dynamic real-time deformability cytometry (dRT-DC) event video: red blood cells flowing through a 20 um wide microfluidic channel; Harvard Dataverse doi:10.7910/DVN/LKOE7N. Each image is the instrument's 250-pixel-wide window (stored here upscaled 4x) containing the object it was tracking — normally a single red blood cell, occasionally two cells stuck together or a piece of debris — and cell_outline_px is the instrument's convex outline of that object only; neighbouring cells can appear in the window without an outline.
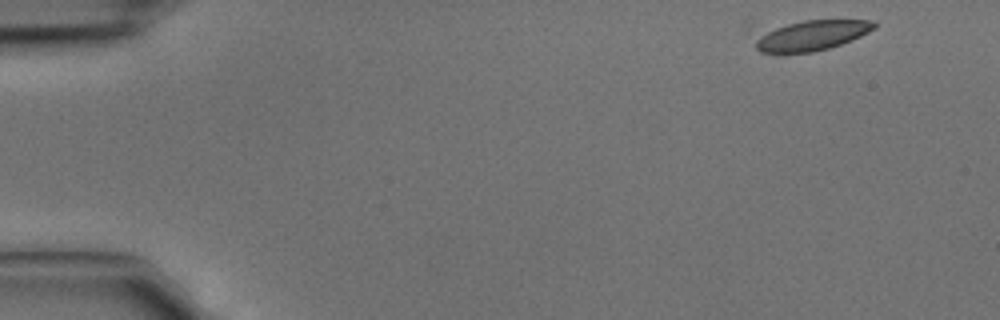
{"species": "common noctule bat (a hibernating species)", "species_latin": "Nyctalus noctula", "temperature_condition": "cold", "stored_images_in_passage": 4, "camera_frame_rate_fps": 3000, "um_per_image_px": 0.085, "animal": {"sex": "male", "body_mass_g": 15.6}, "frame": {"image": 1, "passage_image": 1, "time_ms": 0.0, "image_size_px": [1000, 320], "cell_outline_px": [[876, 28], [852, 40], [828, 48], [812, 52], [784, 56], [760, 52], [756, 48], [756, 40], [760, 36], [776, 28], [788, 24], [804, 20], [876, 20]], "centroid_in_image_um": [69.0, 3.06], "position_along_channel_um": 16.0, "area_um2": 21.04}}
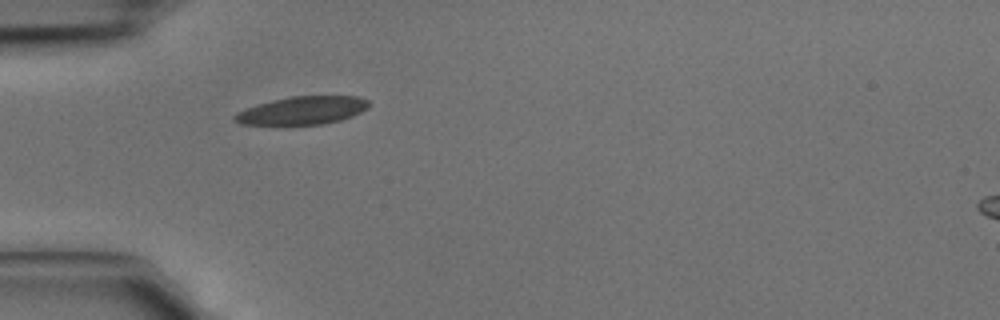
{"frame": {"image": 2, "passage_image": 4, "time_ms": 1.0, "image_size_px": [1000, 320], "cell_outline_px": [[368, 108], [352, 116], [340, 120], [324, 124], [288, 128], [240, 124], [232, 120], [232, 116], [236, 112], [272, 100], [292, 96], [360, 96], [368, 100]], "centroid_in_image_um": [25.62, 9.45], "position_along_channel_um": 59.4, "area_um2": 22.95}}